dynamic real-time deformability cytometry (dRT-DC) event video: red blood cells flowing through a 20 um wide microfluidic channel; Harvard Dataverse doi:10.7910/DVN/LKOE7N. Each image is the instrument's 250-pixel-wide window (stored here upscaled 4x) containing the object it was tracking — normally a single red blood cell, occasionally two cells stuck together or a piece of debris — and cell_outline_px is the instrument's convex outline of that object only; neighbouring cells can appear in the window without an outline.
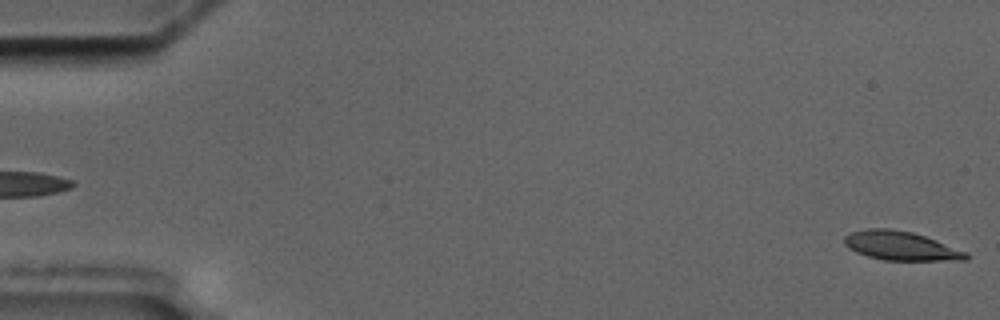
{"species": "common noctule bat (a hibernating species)", "species_latin": "Nyctalus noctula", "temperature_condition": "cold", "stored_images_in_passage": 5, "segment_of_instrument_passage": [2, 2], "camera_frame_rate_fps": 3000, "um_per_image_px": 0.085, "animal": {"sex": "male", "body_mass_g": 17.5, "forearm_length_mm": 52.3}, "frame": {"image": 1, "passage_image": 5, "time_ms": 4.667, "image_size_px": [1000, 320], "cell_outline_px": [[968, 260], [884, 260], [868, 256], [856, 252], [848, 248], [844, 244], [844, 236], [852, 232], [868, 228], [888, 228], [912, 232], [924, 236], [968, 252]], "centroid_in_image_um": [76.55, 20.89], "position_along_channel_um": 8.4, "area_um2": 20.4}}